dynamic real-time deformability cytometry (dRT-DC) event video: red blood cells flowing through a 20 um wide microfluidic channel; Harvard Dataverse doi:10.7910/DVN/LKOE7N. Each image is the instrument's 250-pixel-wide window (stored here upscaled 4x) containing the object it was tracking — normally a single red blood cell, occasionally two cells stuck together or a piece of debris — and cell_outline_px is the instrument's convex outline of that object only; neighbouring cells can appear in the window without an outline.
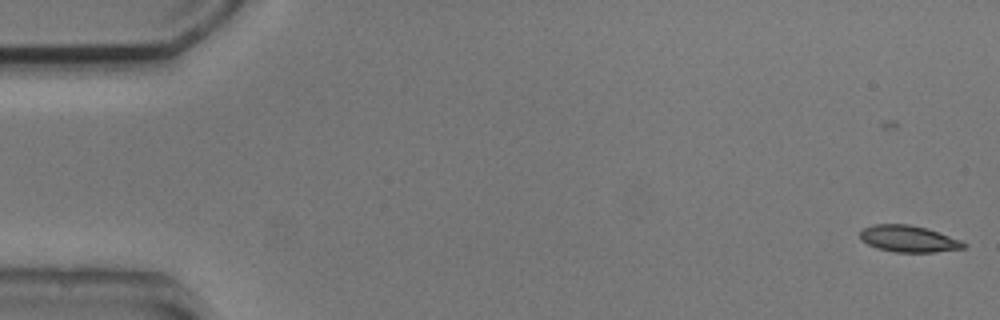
{"species": "common noctule bat (a hibernating species)", "species_latin": "Nyctalus noctula", "temperature_condition": "cold", "stored_images_in_passage": 55, "camera_frame_rate_fps": 3000, "um_per_image_px": 0.085, "animal": {"sex": "male", "body_mass_g": 20.5, "forearm_length_mm": 52.5}, "frame": {"image": 1, "passage_image": 2, "time_ms": 0.333, "image_size_px": [1000, 320], "cell_outline_px": [[968, 244], [964, 248], [936, 252], [896, 252], [876, 248], [860, 240], [860, 232], [864, 228], [872, 224], [908, 224], [928, 228], [960, 240]], "centroid_in_image_um": [77.22, 20.29], "position_along_channel_um": 7.8, "area_um2": 16.13}}
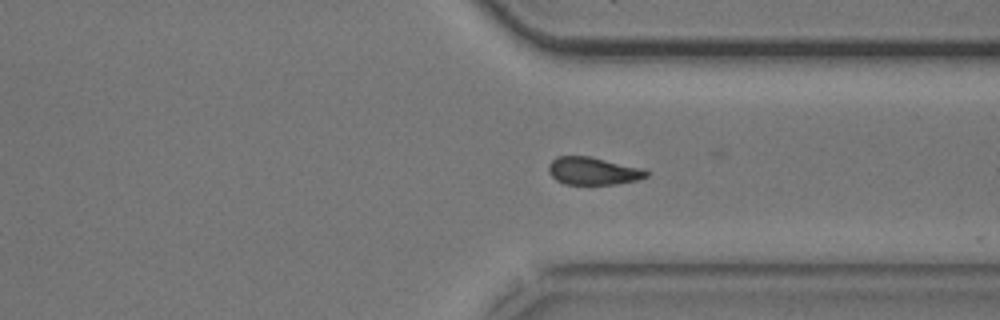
{"frame": {"image": 2, "passage_image": 41, "time_ms": 13.333, "image_size_px": [1000, 320], "cell_outline_px": [[652, 172], [648, 176], [636, 180], [616, 184], [564, 184], [556, 180], [548, 172], [548, 164], [556, 156], [588, 156], [644, 168]], "centroid_in_image_um": [50.43, 14.53], "position_along_channel_um": 361.0, "area_um2": 15.9}}
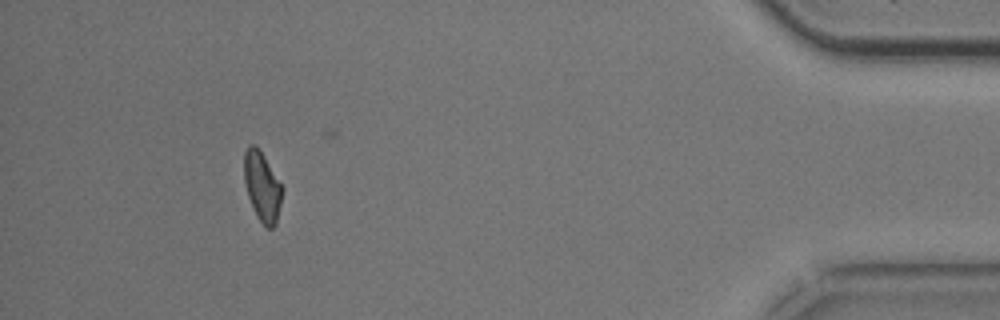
{"frame": {"image": 3, "passage_image": 50, "time_ms": 16.333, "image_size_px": [1000, 320], "cell_outline_px": [[284, 188], [276, 224], [272, 228], [264, 228], [256, 216], [248, 196], [244, 184], [244, 152], [248, 144], [256, 144], [264, 156]], "centroid_in_image_um": [22.28, 15.86], "position_along_channel_um": 412.9, "area_um2": 15.72}, "authors_computed_cell_mechanics": {"area_um2": 16.4152, "velocity_mm_per_s": 3.7817, "shape_relaxation_time_tau1_ms": null, "shape_relaxation_time_tau2_ms": 7.0087, "deformation_change_tau1": null, "deformation_change_tau2": 0.1355}}